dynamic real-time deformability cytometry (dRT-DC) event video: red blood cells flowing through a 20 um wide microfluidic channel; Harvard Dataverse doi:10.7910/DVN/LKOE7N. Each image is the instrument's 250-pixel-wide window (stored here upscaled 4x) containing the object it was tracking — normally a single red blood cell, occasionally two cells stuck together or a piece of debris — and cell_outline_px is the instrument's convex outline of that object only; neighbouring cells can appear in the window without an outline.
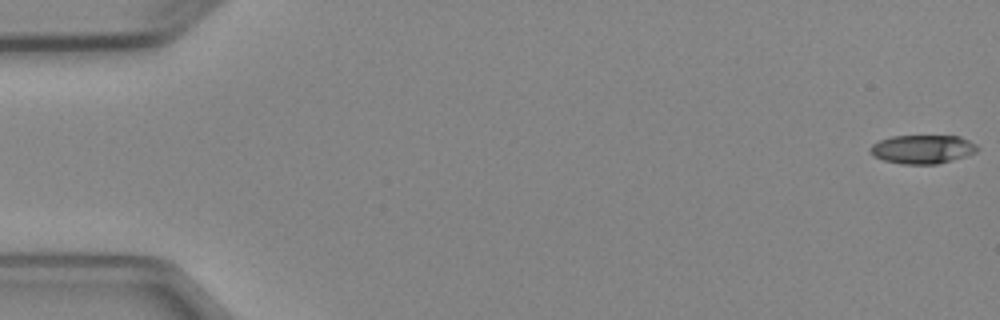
{"species": "Egyptian fruit bat (a non-hibernating species)", "species_latin": "Rousettus aegyptiacus", "temperature_condition": "cold", "stored_images_in_passage": 8, "camera_frame_rate_fps": 3000, "um_per_image_px": 0.085, "animal": {"sex": "female"}, "frame": {"image": 1, "passage_image": 1, "time_ms": 0.0, "image_size_px": [1000, 320], "cell_outline_px": [[980, 148], [976, 152], [952, 160], [936, 164], [900, 164], [884, 160], [872, 156], [868, 148], [872, 144], [880, 140], [892, 136], [960, 136], [976, 144]], "centroid_in_image_um": [78.39, 12.68], "position_along_channel_um": 6.6, "area_um2": 17.98}}